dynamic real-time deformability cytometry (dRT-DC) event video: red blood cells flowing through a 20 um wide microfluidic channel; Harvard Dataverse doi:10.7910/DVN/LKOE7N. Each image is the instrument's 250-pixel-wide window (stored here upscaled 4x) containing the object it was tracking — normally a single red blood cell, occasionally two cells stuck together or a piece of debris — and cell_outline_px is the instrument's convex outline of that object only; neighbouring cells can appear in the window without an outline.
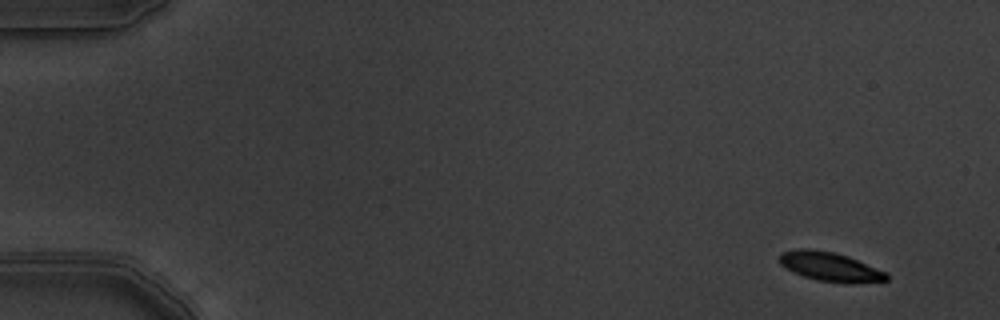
{"species": "common noctule bat (a hibernating species)", "species_latin": "Nyctalus noctula", "temperature_condition": "warm", "stored_images_in_passage": 5, "camera_frame_rate_fps": 3000, "um_per_image_px": 0.085, "animal": {"sex": "male", "body_mass_g": 19.5, "forearm_length_mm": 54.6}, "frame": {"image": 1, "passage_image": 1, "time_ms": 0.0, "image_size_px": [1000, 320], "cell_outline_px": [[888, 280], [852, 284], [816, 280], [792, 272], [780, 264], [780, 252], [796, 248], [808, 248], [836, 252], [848, 256], [888, 272]], "centroid_in_image_um": [70.57, 22.66], "position_along_channel_um": 14.4, "area_um2": 18.5}}
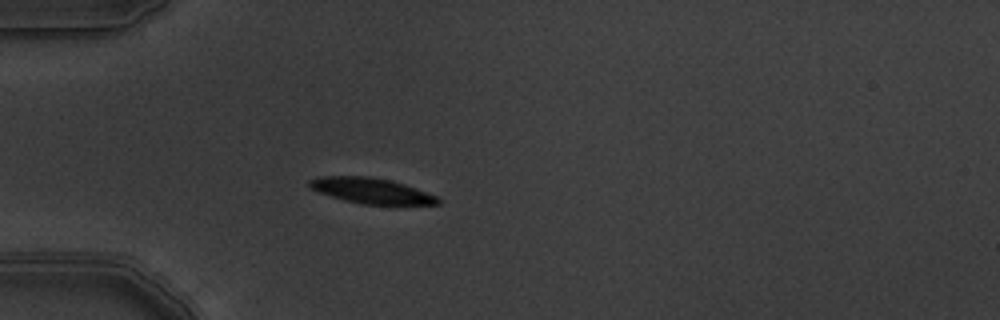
{"frame": {"image": 2, "passage_image": 5, "time_ms": 1.333, "image_size_px": [1000, 320], "cell_outline_px": [[440, 204], [364, 204], [344, 200], [320, 192], [312, 188], [308, 184], [308, 180], [320, 176], [368, 176], [392, 180], [404, 184], [436, 196], [440, 200]], "centroid_in_image_um": [31.54, 16.2], "position_along_channel_um": 53.5, "area_um2": 18.79}}